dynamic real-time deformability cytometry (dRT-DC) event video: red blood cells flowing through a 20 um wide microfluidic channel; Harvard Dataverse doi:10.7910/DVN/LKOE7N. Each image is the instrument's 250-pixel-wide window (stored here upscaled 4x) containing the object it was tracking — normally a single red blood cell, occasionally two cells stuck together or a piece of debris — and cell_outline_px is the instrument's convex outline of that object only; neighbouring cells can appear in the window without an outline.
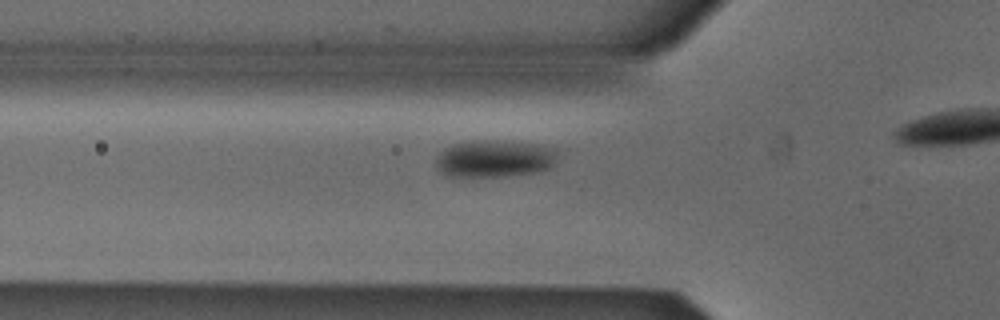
{"species": "Egyptian fruit bat (a non-hibernating species)", "species_latin": "Rousettus aegyptiacus", "temperature_condition": "cold", "stored_images_in_passage": 9, "camera_frame_rate_fps": 3000, "um_per_image_px": 0.085, "animal": {"sex": "male"}, "frame": {"image": 1, "passage_image": 4, "time_ms": 1.0, "image_size_px": [1000, 320], "cell_outline_px": [[556, 160], [548, 168], [536, 172], [504, 176], [444, 176], [440, 172], [436, 164], [436, 156], [440, 152], [452, 144], [472, 140], [492, 140], [536, 144], [552, 148], [556, 152]], "centroid_in_image_um": [41.97, 13.48], "position_along_channel_um": 83.8, "area_um2": 26.24}}
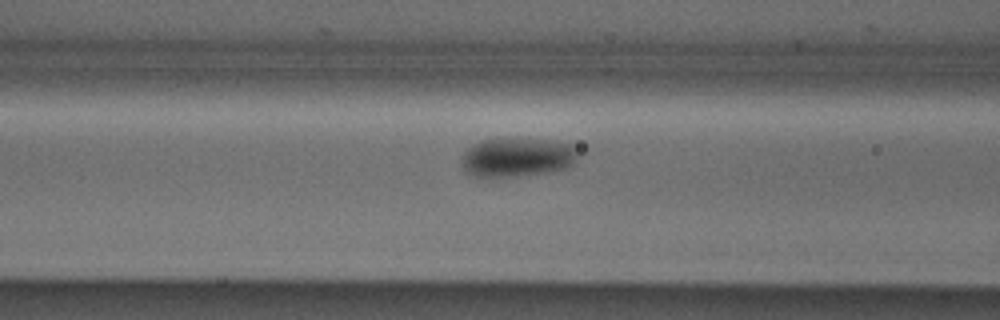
{"frame": {"image": 2, "passage_image": 7, "time_ms": 2.0, "image_size_px": [1000, 320], "cell_outline_px": [[576, 156], [572, 164], [564, 168], [548, 172], [512, 176], [476, 176], [468, 172], [460, 164], [460, 160], [464, 152], [468, 148], [480, 140], [500, 136], [516, 136], [552, 140], [572, 144], [576, 148]], "centroid_in_image_um": [43.92, 13.29], "position_along_channel_um": 122.7, "area_um2": 27.05}}